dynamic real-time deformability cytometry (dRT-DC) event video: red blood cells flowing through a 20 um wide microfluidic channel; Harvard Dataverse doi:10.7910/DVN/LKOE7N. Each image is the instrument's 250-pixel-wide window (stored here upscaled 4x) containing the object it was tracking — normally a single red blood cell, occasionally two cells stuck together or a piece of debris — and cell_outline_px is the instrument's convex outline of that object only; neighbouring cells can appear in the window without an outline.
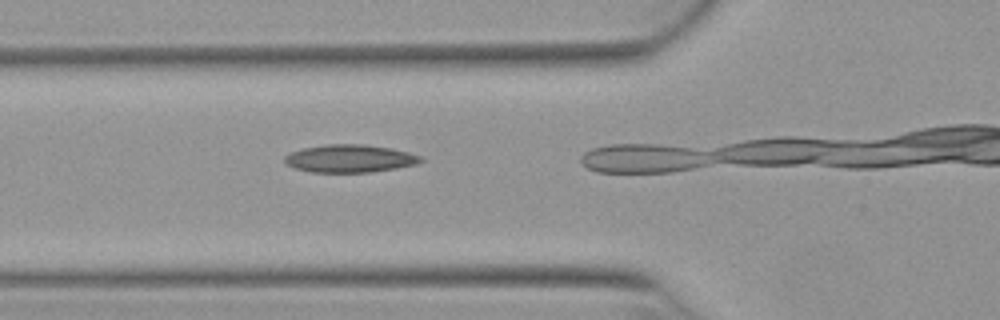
{"species": "Egyptian fruit bat (a non-hibernating species)", "species_latin": "Rousettus aegyptiacus", "temperature_condition": "warm", "stored_images_in_passage": 13, "camera_frame_rate_fps": 3000, "um_per_image_px": 0.085, "animal": {"sex": "female"}, "frame": {"image": 1, "passage_image": 12, "time_ms": 3.667, "image_size_px": [1000, 320], "cell_outline_px": [[424, 160], [416, 164], [396, 168], [368, 172], [312, 172], [296, 168], [284, 164], [284, 156], [292, 152], [304, 148], [328, 144], [364, 144], [392, 148], [408, 152], [420, 156]], "centroid_in_image_um": [29.73, 13.47], "position_along_channel_um": 96.1, "area_um2": 21.91}}